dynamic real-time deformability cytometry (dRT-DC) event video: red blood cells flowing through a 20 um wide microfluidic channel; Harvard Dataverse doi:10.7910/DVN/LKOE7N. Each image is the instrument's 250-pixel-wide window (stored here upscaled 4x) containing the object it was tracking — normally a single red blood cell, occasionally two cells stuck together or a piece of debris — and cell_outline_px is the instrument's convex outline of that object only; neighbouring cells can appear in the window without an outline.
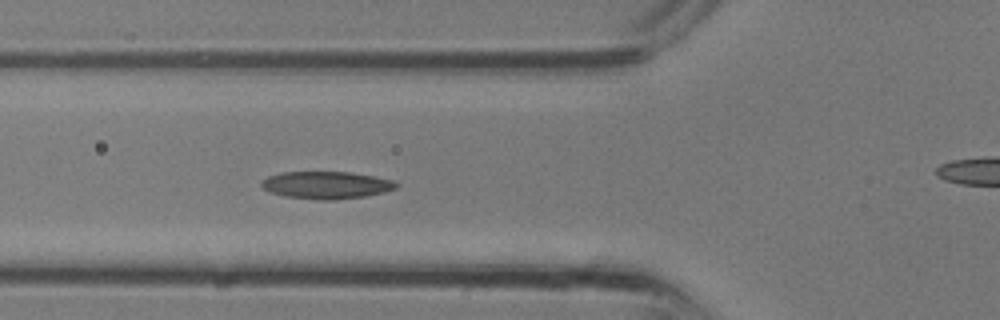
{"species": "common noctule bat (a hibernating species)", "species_latin": "Nyctalus noctula", "temperature_condition": "room temperature", "stored_images_in_passage": 11, "camera_frame_rate_fps": 3000, "um_per_image_px": 0.085, "animal": {"sex": "male", "body_mass_g": 13.3}, "frame": {"image": 1, "passage_image": 10, "time_ms": 3.0, "image_size_px": [1000, 320], "cell_outline_px": [[400, 184], [396, 188], [384, 192], [364, 196], [332, 200], [320, 200], [284, 196], [268, 192], [260, 184], [268, 176], [280, 172], [348, 172], [372, 176], [392, 180]], "centroid_in_image_um": [27.72, 15.73], "position_along_channel_um": 98.1, "area_um2": 21.39}}